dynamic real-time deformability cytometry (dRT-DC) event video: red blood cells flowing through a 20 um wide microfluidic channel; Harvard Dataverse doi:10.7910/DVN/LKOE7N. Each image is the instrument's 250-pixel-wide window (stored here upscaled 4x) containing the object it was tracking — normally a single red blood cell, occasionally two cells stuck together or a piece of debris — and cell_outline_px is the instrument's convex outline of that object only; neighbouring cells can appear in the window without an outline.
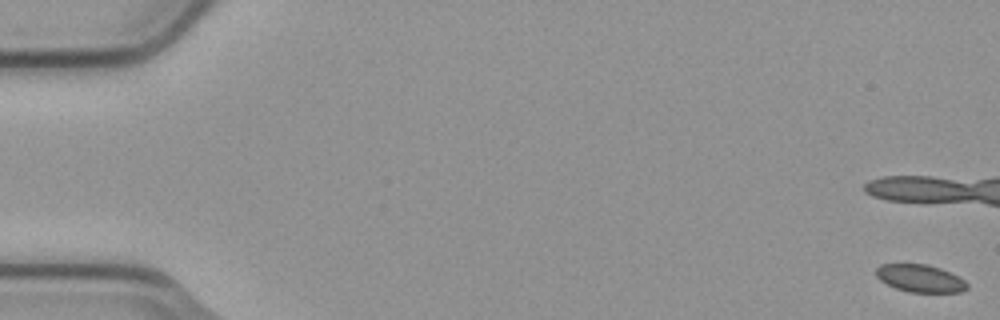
{"species": "common noctule bat (a hibernating species)", "species_latin": "Nyctalus noctula", "temperature_condition": "cold", "stored_images_in_passage": 5, "camera_frame_rate_fps": 3000, "um_per_image_px": 0.085, "animal": {"sex": "male", "body_mass_g": 23.1, "forearm_length_mm": 52.7}, "frame": {"image": 1, "passage_image": 1, "time_ms": 0.0, "image_size_px": [1000, 320], "cell_outline_px": [[968, 288], [960, 292], [908, 292], [896, 288], [880, 280], [876, 276], [876, 268], [880, 264], [928, 264], [940, 268], [964, 280], [968, 284]], "centroid_in_image_um": [78.2, 23.66], "position_along_channel_um": 6.8, "area_um2": 14.51}}